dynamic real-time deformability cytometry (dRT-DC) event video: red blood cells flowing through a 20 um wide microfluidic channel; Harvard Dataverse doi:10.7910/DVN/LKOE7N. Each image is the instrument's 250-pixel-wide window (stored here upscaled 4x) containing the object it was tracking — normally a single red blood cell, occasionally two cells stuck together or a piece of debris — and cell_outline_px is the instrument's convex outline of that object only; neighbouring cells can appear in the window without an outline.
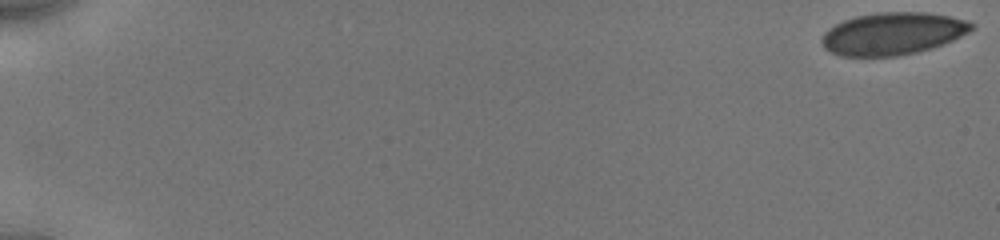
{"species": "human", "species_latin": "Homo sapiens", "temperature_condition": "cold", "stored_images_in_passage": 31, "camera_frame_rate_fps": 3000, "um_per_image_px": 0.085, "donor": {"sex": "male"}, "frame": {"image": 1, "passage_image": 1, "time_ms": 0.0, "image_size_px": [1000, 240], "cell_outline_px": [[976, 28], [944, 44], [932, 48], [916, 52], [896, 56], [840, 56], [824, 48], [820, 40], [824, 32], [828, 28], [844, 20], [856, 16], [876, 12], [924, 12], [948, 16], [968, 20], [976, 24]], "centroid_in_image_um": [75.89, 2.85], "position_along_channel_um": 9.1, "area_um2": 37.11}}
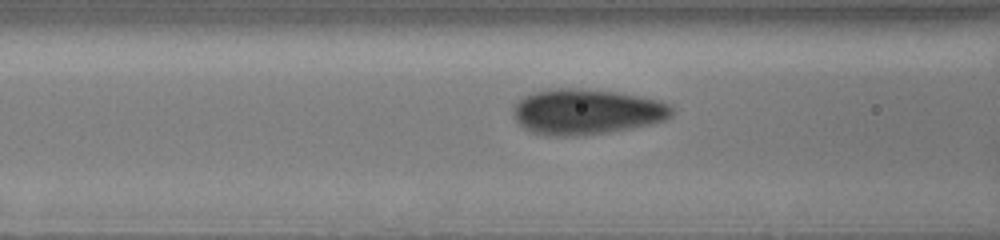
{"frame": {"image": 2, "passage_image": 22, "time_ms": 7.667, "image_size_px": [1000, 240], "cell_outline_px": [[672, 116], [664, 120], [632, 128], [608, 132], [576, 136], [548, 136], [532, 132], [524, 128], [516, 120], [512, 112], [512, 104], [524, 96], [532, 92], [548, 88], [580, 88], [616, 92], [660, 100], [668, 104], [672, 108]], "centroid_in_image_um": [49.8, 9.49], "position_along_channel_um": 116.8, "area_um2": 42.31}}
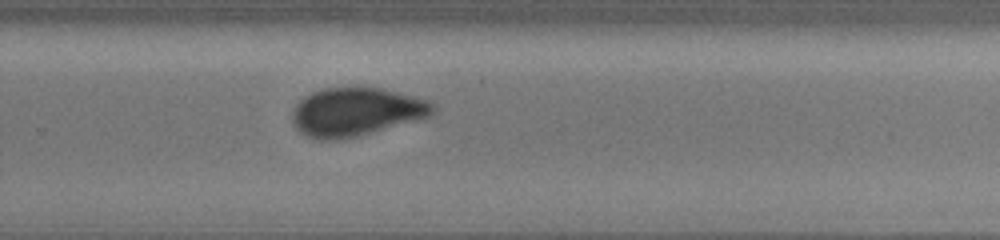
{"frame": {"image": 3, "passage_image": 31, "time_ms": 12.333, "image_size_px": [1000, 240], "cell_outline_px": [[436, 112], [432, 116], [420, 120], [356, 136], [336, 140], [320, 140], [308, 136], [300, 132], [296, 128], [292, 120], [292, 112], [296, 104], [304, 96], [312, 92], [324, 88], [380, 88], [416, 96], [432, 100], [436, 104]], "centroid_in_image_um": [30.33, 9.51], "position_along_channel_um": 299.5, "area_um2": 39.94}}